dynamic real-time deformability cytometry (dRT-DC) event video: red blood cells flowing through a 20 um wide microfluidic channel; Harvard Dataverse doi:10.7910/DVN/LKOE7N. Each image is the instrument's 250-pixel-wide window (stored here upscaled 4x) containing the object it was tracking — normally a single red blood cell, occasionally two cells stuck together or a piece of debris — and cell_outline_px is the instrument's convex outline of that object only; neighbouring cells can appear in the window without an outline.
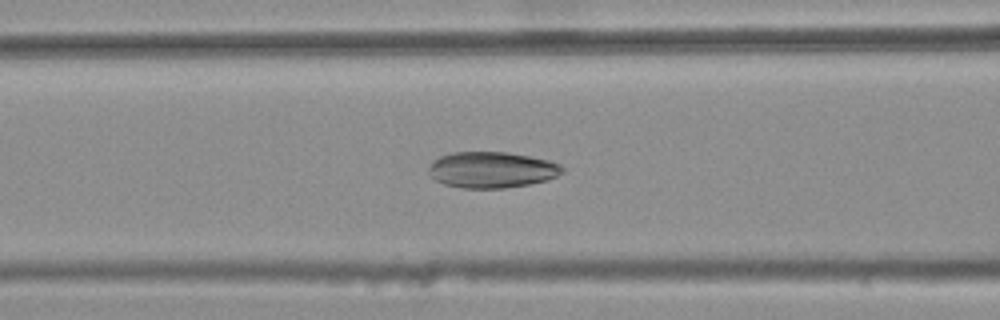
{"species": "common noctule bat (a hibernating species)", "species_latin": "Nyctalus noctula", "temperature_condition": "warm", "stored_images_in_passage": 44, "camera_frame_rate_fps": 3000, "um_per_image_px": 0.085, "animal": {"sex": "female", "body_mass_g": 25.1}, "frame": {"image": 1, "passage_image": 19, "time_ms": 6.0, "image_size_px": [1000, 320], "cell_outline_px": [[564, 172], [548, 180], [528, 184], [504, 188], [460, 188], [444, 184], [436, 180], [428, 172], [428, 168], [432, 160], [440, 156], [452, 152], [508, 152], [548, 160], [560, 164], [564, 168]], "centroid_in_image_um": [41.79, 14.43], "position_along_channel_um": 124.8, "area_um2": 28.21}}
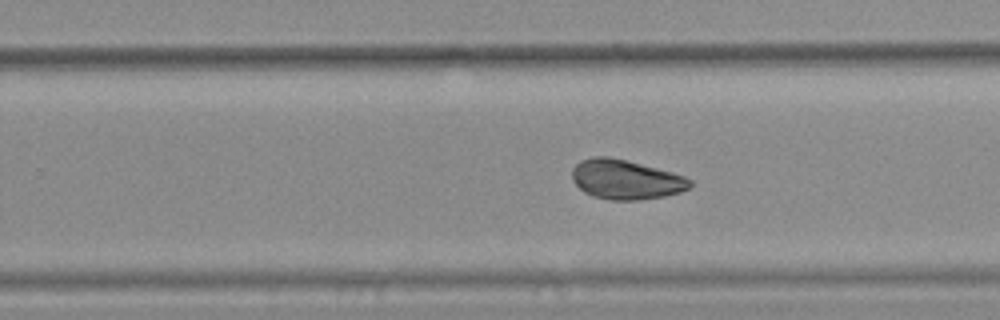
{"frame": {"image": 2, "passage_image": 31, "time_ms": 10.0, "image_size_px": [1000, 320], "cell_outline_px": [[692, 184], [688, 188], [680, 192], [664, 196], [640, 200], [612, 200], [592, 196], [584, 192], [572, 180], [572, 168], [580, 160], [592, 156], [608, 156], [672, 172], [684, 176], [692, 180]], "centroid_in_image_um": [53.17, 15.26], "position_along_channel_um": 276.6, "area_um2": 27.11}}
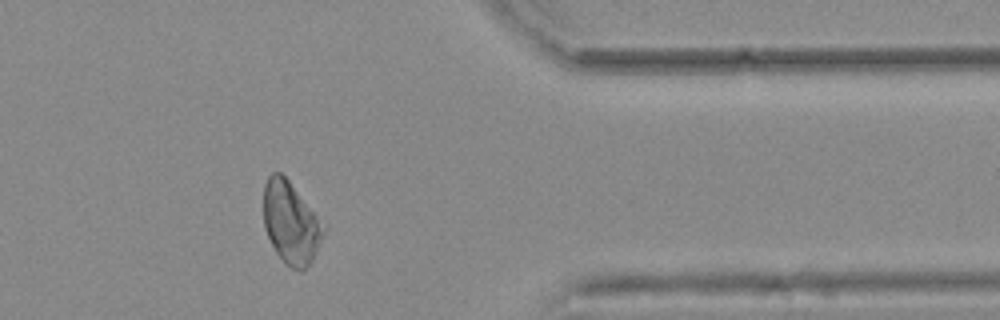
{"frame": {"image": 3, "passage_image": 41, "time_ms": 13.333, "image_size_px": [1000, 320], "cell_outline_px": [[324, 232], [312, 260], [300, 272], [284, 264], [276, 252], [264, 228], [264, 184], [268, 176], [272, 172], [280, 172], [288, 180], [316, 216], [324, 228]], "centroid_in_image_um": [24.67, 18.95], "position_along_channel_um": 386.7, "area_um2": 27.86}}